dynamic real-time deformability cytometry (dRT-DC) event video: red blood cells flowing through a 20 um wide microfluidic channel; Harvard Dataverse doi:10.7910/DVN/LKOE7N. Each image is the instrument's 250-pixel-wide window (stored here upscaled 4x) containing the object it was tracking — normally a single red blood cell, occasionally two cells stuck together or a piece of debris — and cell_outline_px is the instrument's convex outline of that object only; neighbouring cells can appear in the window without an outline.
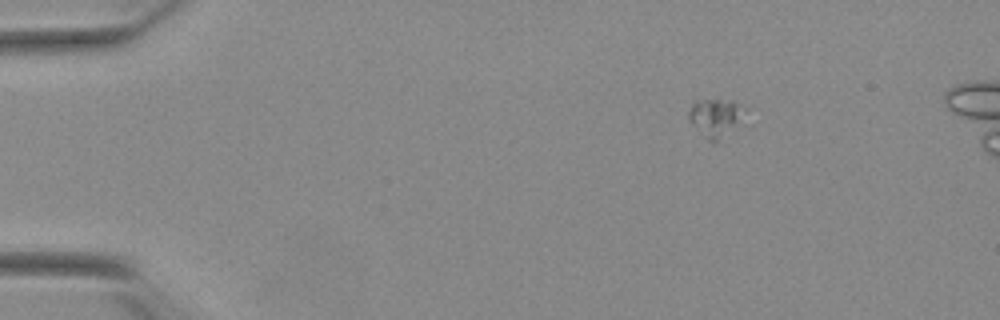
{"species": "Egyptian fruit bat (a non-hibernating species)", "species_latin": "Rousettus aegyptiacus", "temperature_condition": "warm", "stored_images_in_passage": 22, "camera_frame_rate_fps": 3000, "um_per_image_px": 0.085, "animal": {"sex": "female"}, "frame": {"image": 1, "passage_image": 1, "time_ms": 0.0, "image_size_px": [1000, 320], "cell_outline_px": [[736, 104], [732, 124], [716, 140], [708, 140], [688, 120], [688, 112], [692, 100], [732, 100]], "centroid_in_image_um": [60.5, 9.93], "position_along_channel_um": 24.5, "area_um2": 10.52}}
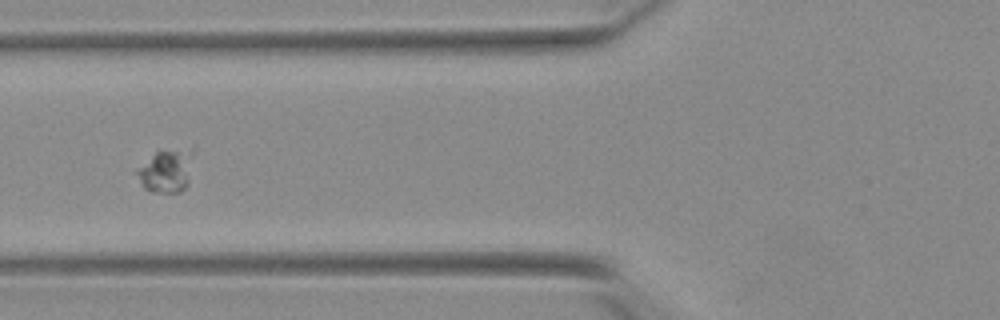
{"frame": {"image": 2, "passage_image": 14, "time_ms": 4.333, "image_size_px": [1000, 320], "cell_outline_px": [[188, 184], [180, 192], [148, 192], [144, 188], [132, 172], [156, 152], [176, 152], [188, 180]], "centroid_in_image_um": [13.78, 14.74], "position_along_channel_um": 112.0, "area_um2": 11.91}}
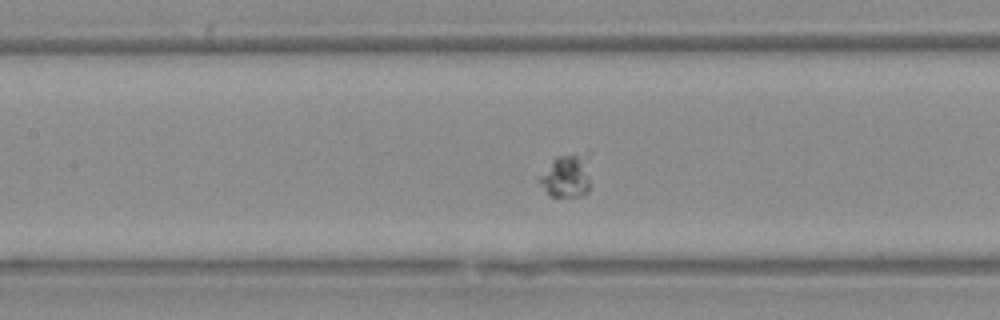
{"frame": {"image": 3, "passage_image": 18, "time_ms": 5.667, "image_size_px": [1000, 320], "cell_outline_px": [[592, 148], [588, 192], [584, 196], [548, 196], [536, 180], [552, 160], [556, 156]], "centroid_in_image_um": [48.23, 14.85], "position_along_channel_um": 159.2, "area_um2": 14.05}}